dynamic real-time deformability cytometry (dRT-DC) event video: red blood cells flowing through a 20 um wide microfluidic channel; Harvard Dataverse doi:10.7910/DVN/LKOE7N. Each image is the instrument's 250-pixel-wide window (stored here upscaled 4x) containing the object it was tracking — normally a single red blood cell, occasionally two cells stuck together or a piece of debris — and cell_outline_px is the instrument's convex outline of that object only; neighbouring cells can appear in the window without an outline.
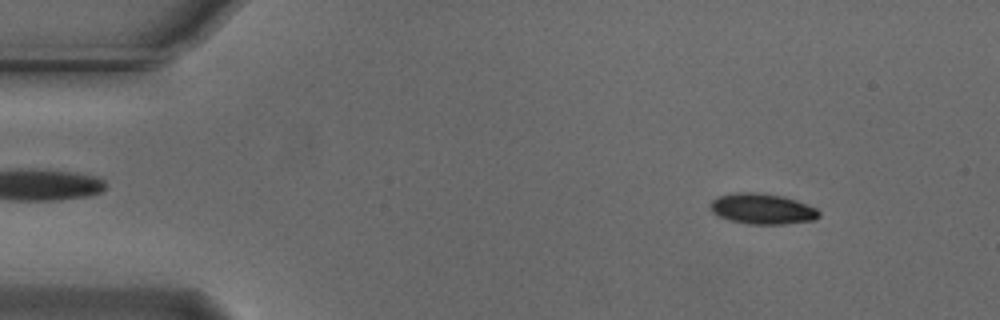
{"species": "Egyptian fruit bat (a non-hibernating species)", "species_latin": "Rousettus aegyptiacus", "temperature_condition": "cold", "stored_images_in_passage": 46, "camera_frame_rate_fps": 3000, "um_per_image_px": 0.085, "animal": {"sex": "male"}, "frame": {"image": 1, "passage_image": 6, "time_ms": 1.667, "image_size_px": [1000, 320], "cell_outline_px": [[820, 216], [812, 220], [784, 224], [748, 224], [728, 220], [712, 212], [712, 200], [716, 196], [736, 192], [756, 192], [784, 196], [808, 204], [816, 208], [820, 212]], "centroid_in_image_um": [64.8, 17.74], "position_along_channel_um": 20.2, "area_um2": 19.42}}
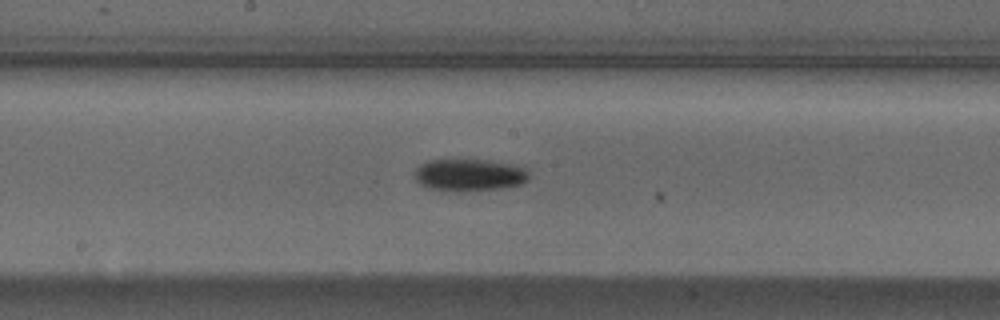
{"frame": {"image": 2, "passage_image": 28, "time_ms": 9.0, "image_size_px": [1000, 320], "cell_outline_px": [[532, 176], [524, 184], [508, 188], [460, 192], [456, 192], [428, 188], [420, 184], [416, 180], [412, 172], [420, 164], [428, 160], [452, 156], [492, 160], [516, 164], [532, 172]], "centroid_in_image_um": [39.92, 14.83], "position_along_channel_um": 208.3, "area_um2": 23.24}}
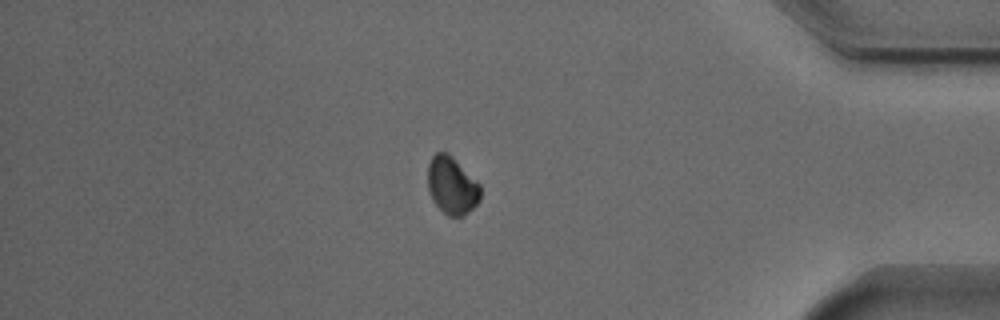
{"frame": {"image": 3, "passage_image": 46, "time_ms": 15.0, "image_size_px": [1000, 320], "cell_outline_px": [[480, 200], [464, 216], [448, 216], [432, 200], [428, 188], [428, 164], [432, 156], [436, 152], [448, 152], [480, 184]], "centroid_in_image_um": [38.41, 15.76], "position_along_channel_um": 396.8, "area_um2": 17.57}, "authors_computed_cell_mechanics": {"area_um2": 19.8254, "velocity_mm_per_s": 3.7231, "shape_relaxation_time_tau1_ms": 3.463, "shape_relaxation_time_tau2_ms": null, "deformation_change_tau1": 0.0767, "deformation_change_tau2": null}}